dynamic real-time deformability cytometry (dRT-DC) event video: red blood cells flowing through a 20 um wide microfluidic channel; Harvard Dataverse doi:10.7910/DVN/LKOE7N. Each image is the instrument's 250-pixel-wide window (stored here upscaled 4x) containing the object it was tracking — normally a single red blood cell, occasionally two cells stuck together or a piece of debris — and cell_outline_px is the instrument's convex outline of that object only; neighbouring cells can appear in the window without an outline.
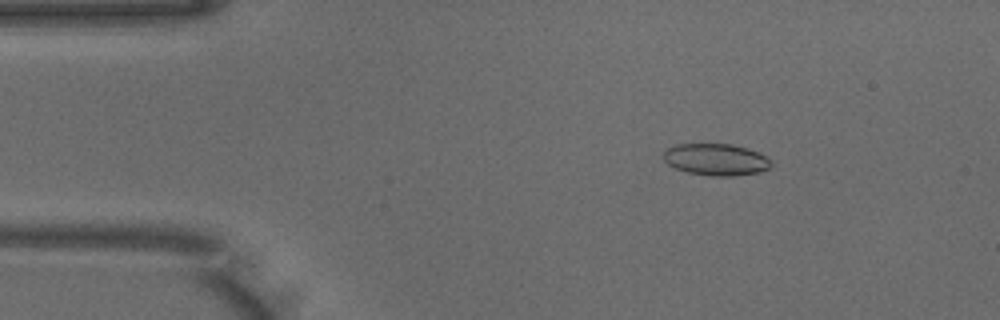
{"species": "common noctule bat (a hibernating species)", "species_latin": "Nyctalus noctula", "temperature_condition": "warm", "stored_images_in_passage": 49, "camera_frame_rate_fps": 3000, "um_per_image_px": 0.085, "animal": {"sex": "male", "body_mass_g": 18.8}, "frame": {"image": 1, "passage_image": 7, "time_ms": 2.0, "image_size_px": [1000, 320], "cell_outline_px": [[772, 164], [768, 168], [760, 172], [732, 176], [712, 176], [688, 172], [676, 168], [668, 164], [664, 160], [664, 152], [668, 148], [676, 144], [732, 144], [748, 148], [764, 156]], "centroid_in_image_um": [60.84, 13.56], "position_along_channel_um": 24.2, "area_um2": 19.71}}
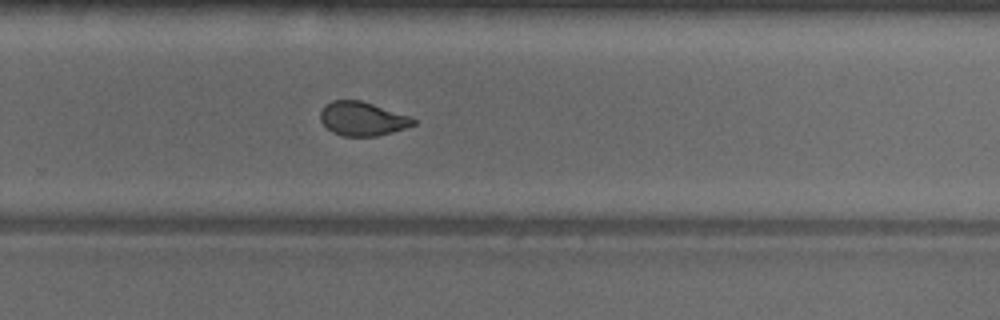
{"frame": {"image": 2, "passage_image": 32, "time_ms": 10.333, "image_size_px": [1000, 320], "cell_outline_px": [[416, 124], [392, 132], [376, 136], [344, 136], [332, 132], [320, 120], [320, 112], [324, 104], [332, 100], [360, 100], [412, 116], [416, 120]], "centroid_in_image_um": [30.81, 10.08], "position_along_channel_um": 299.0, "area_um2": 18.44}}
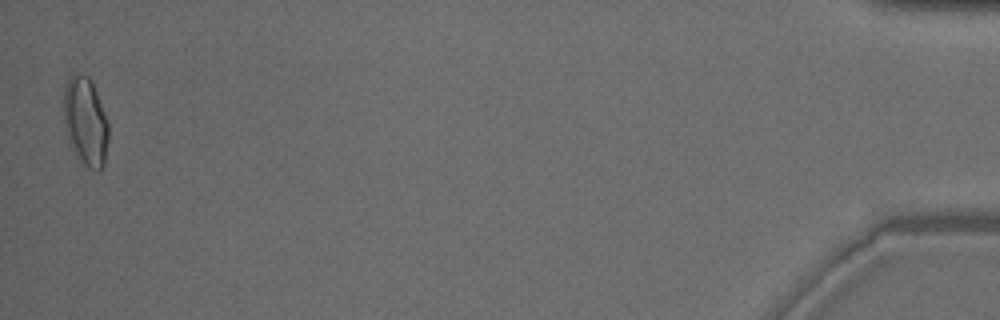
{"frame": {"image": 3, "passage_image": 49, "time_ms": 16.0, "image_size_px": [1000, 320], "cell_outline_px": [[108, 140], [104, 164], [100, 172], [96, 172], [88, 168], [80, 160], [72, 144], [64, 120], [64, 88], [68, 80], [76, 72], [80, 72], [88, 76], [92, 80], [108, 120]], "centroid_in_image_um": [7.31, 10.3], "position_along_channel_um": 427.9, "area_um2": 22.95}, "authors_computed_cell_mechanics": {"area_um2": 19.7098, "velocity_mm_per_s": 3.9907, "shape_relaxation_time_tau1_ms": null, "shape_relaxation_time_tau2_ms": 1.1339, "deformation_change_tau1": null, "deformation_change_tau2": 0.0703}}